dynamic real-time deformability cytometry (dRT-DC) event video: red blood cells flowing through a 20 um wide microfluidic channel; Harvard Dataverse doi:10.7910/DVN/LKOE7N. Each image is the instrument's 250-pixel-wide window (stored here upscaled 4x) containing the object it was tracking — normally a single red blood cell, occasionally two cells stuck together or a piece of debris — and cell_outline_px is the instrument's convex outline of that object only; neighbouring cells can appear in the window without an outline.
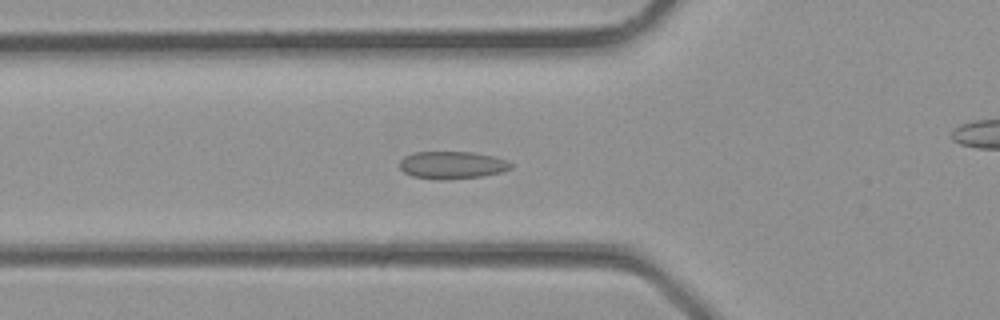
{"species": "common noctule bat (a hibernating species)", "species_latin": "Nyctalus noctula", "temperature_condition": "room temperature", "stored_images_in_passage": 30, "camera_frame_rate_fps": 3000, "um_per_image_px": 0.085, "animal": {"sex": "male", "body_mass_g": 23.1, "forearm_length_mm": 52.7}, "frame": {"image": 1, "passage_image": 11, "time_ms": 3.333, "image_size_px": [1000, 320], "cell_outline_px": [[512, 168], [500, 172], [484, 176], [444, 180], [436, 180], [412, 176], [404, 172], [400, 168], [400, 160], [404, 156], [416, 152], [472, 152], [492, 156], [504, 160], [512, 164]], "centroid_in_image_um": [38.4, 14.04], "position_along_channel_um": 87.4, "area_um2": 17.8}}
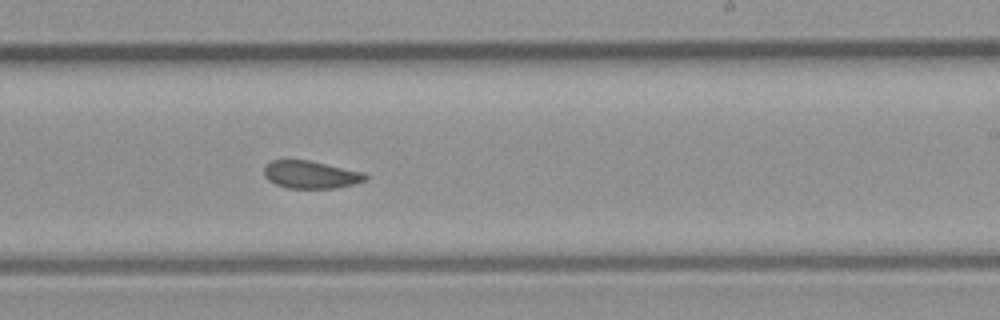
{"frame": {"image": 2, "passage_image": 20, "time_ms": 6.333, "image_size_px": [1000, 320], "cell_outline_px": [[368, 176], [364, 180], [352, 184], [336, 188], [288, 188], [276, 184], [268, 180], [264, 176], [264, 168], [272, 160], [308, 160], [364, 172]], "centroid_in_image_um": [26.4, 14.84], "position_along_channel_um": 262.6, "area_um2": 16.13}}
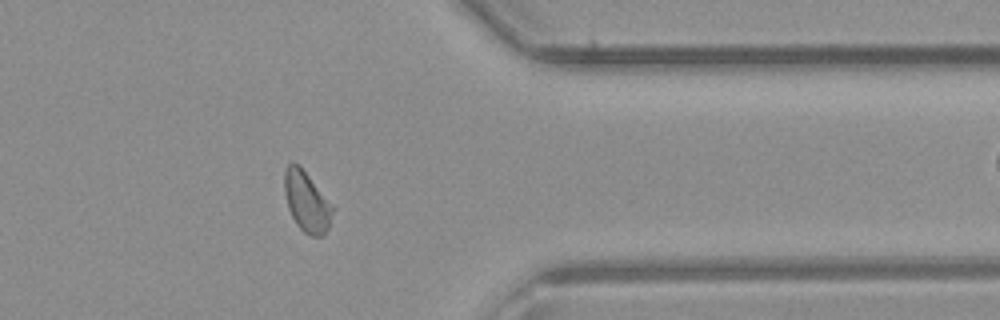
{"frame": {"image": 3, "passage_image": 27, "time_ms": 8.667, "image_size_px": [1000, 320], "cell_outline_px": [[332, 212], [328, 228], [320, 236], [312, 236], [304, 232], [296, 224], [288, 208], [284, 192], [284, 172], [288, 164], [292, 160], [300, 164], [332, 204]], "centroid_in_image_um": [26.03, 17.08], "position_along_channel_um": 385.4, "area_um2": 16.94}}